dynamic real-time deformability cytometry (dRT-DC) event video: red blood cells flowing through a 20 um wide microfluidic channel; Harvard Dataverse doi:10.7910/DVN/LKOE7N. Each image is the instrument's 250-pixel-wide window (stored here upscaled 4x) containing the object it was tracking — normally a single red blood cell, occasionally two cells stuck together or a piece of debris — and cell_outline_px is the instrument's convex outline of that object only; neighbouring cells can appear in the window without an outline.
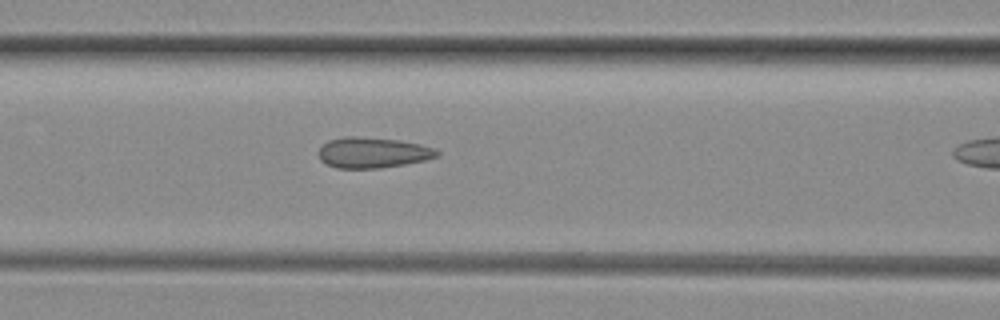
{"species": "common noctule bat (a hibernating species)", "species_latin": "Nyctalus noctula", "temperature_condition": "room temperature", "stored_images_in_passage": 6, "camera_frame_rate_fps": 3000, "um_per_image_px": 0.085, "animal": {"sex": "female", "body_mass_g": 29.2, "forearm_length_mm": 56.3}, "frame": {"image": 1, "passage_image": 5, "time_ms": 1.333, "image_size_px": [1000, 320], "cell_outline_px": [[440, 156], [424, 160], [404, 164], [380, 168], [336, 168], [320, 160], [320, 148], [328, 140], [344, 136], [356, 136], [400, 140], [420, 144], [436, 148], [440, 152]], "centroid_in_image_um": [31.72, 12.96], "position_along_channel_um": 134.9, "area_um2": 21.15}}